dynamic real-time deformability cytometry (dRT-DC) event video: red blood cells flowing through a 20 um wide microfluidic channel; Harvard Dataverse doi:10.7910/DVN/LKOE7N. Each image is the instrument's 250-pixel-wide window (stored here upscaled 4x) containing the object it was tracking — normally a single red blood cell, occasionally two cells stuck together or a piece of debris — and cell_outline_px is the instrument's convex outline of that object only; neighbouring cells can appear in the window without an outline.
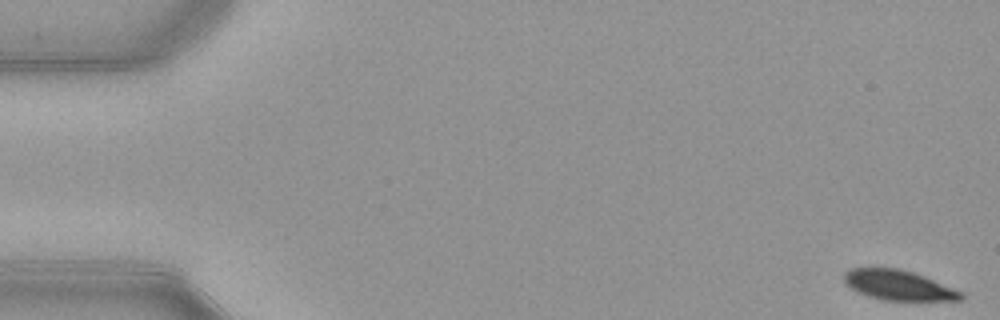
{"species": "common noctule bat (a hibernating species)", "species_latin": "Nyctalus noctula", "temperature_condition": "warm", "stored_images_in_passage": 29, "camera_frame_rate_fps": 3000, "um_per_image_px": 0.085, "animal": {"sex": "female", "body_mass_g": 21.9}, "frame": {"image": 1, "passage_image": 1, "time_ms": 0.0, "image_size_px": [1000, 320], "cell_outline_px": [[964, 296], [960, 300], [884, 300], [868, 296], [852, 288], [844, 280], [844, 272], [852, 268], [896, 268], [912, 272], [924, 276], [964, 292]], "centroid_in_image_um": [76.4, 24.24], "position_along_channel_um": 8.6, "area_um2": 20.11}}
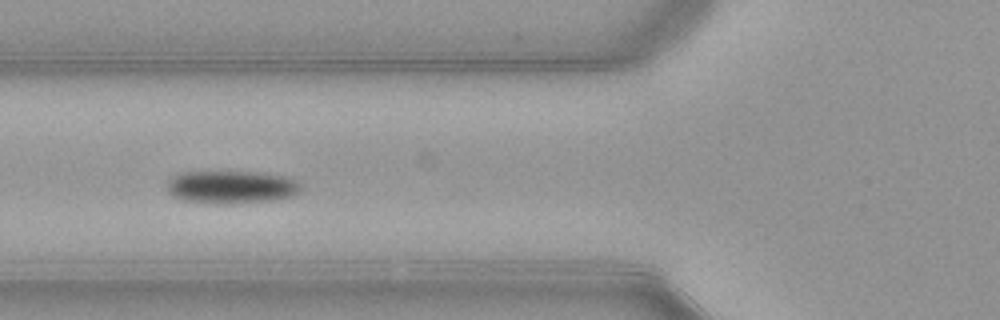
{"frame": {"image": 2, "passage_image": 20, "time_ms": 6.333, "image_size_px": [1000, 320], "cell_outline_px": [[300, 192], [292, 196], [276, 200], [232, 204], [216, 204], [184, 200], [172, 196], [168, 192], [168, 180], [172, 176], [180, 172], [256, 172], [284, 176], [296, 180], [300, 184]], "centroid_in_image_um": [19.66, 15.91], "position_along_channel_um": 106.1, "area_um2": 25.84}}
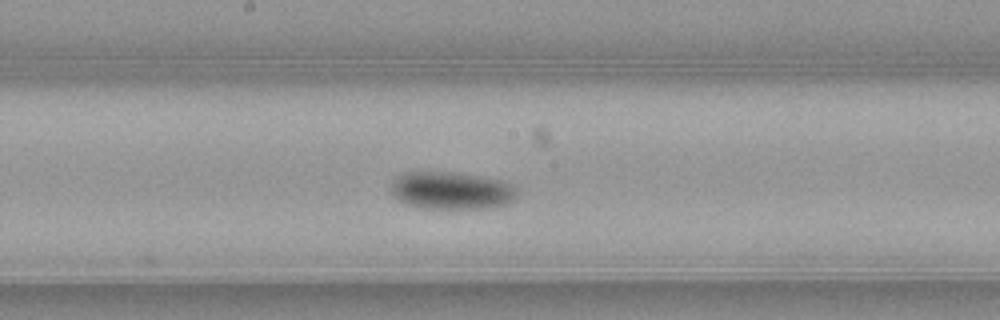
{"frame": {"image": 3, "passage_image": 28, "time_ms": 9.0, "image_size_px": [1000, 320], "cell_outline_px": [[520, 196], [508, 204], [488, 208], [420, 208], [404, 204], [392, 192], [392, 184], [396, 176], [408, 172], [460, 172], [504, 180], [516, 188], [520, 192]], "centroid_in_image_um": [38.46, 16.19], "position_along_channel_um": 209.7, "area_um2": 27.98}}